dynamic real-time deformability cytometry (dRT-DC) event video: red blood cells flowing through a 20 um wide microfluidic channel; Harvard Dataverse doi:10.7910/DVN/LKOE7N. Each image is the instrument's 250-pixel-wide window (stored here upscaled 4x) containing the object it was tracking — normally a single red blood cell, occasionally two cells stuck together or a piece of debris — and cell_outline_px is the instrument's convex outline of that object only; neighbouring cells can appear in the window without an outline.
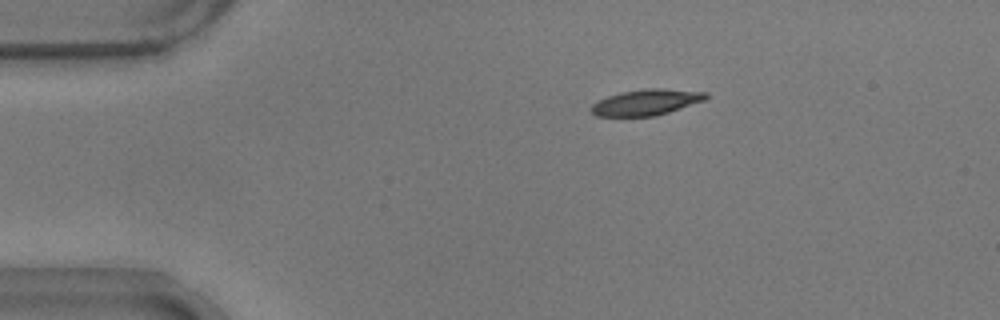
{"species": "common noctule bat (a hibernating species)", "species_latin": "Nyctalus noctula", "temperature_condition": "warm", "stored_images_in_passage": 45, "camera_frame_rate_fps": 3000, "um_per_image_px": 0.085, "animal": {"sex": "male", "body_mass_g": 17.9}, "frame": {"image": 1, "passage_image": 1, "time_ms": 0.0, "image_size_px": [1000, 320], "cell_outline_px": [[708, 96], [704, 100], [656, 116], [596, 116], [588, 108], [596, 100], [620, 92], [644, 88], [660, 88], [708, 92]], "centroid_in_image_um": [54.88, 8.68], "position_along_channel_um": 30.1, "area_um2": 17.4}}
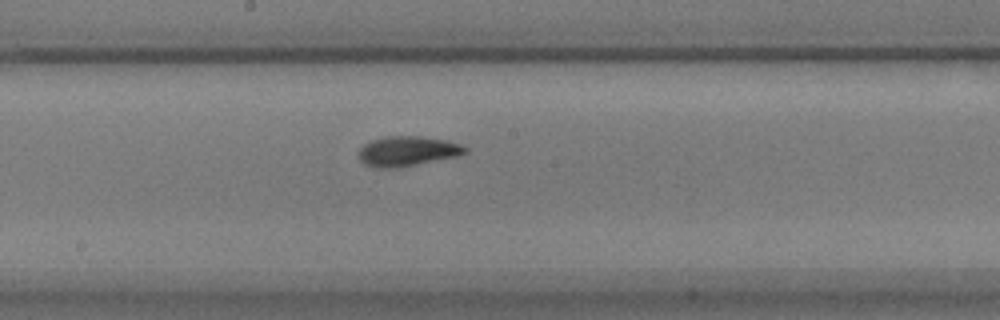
{"frame": {"image": 2, "passage_image": 20, "time_ms": 6.333, "image_size_px": [1000, 320], "cell_outline_px": [[468, 152], [456, 156], [396, 168], [376, 168], [364, 164], [356, 156], [360, 148], [364, 144], [372, 140], [384, 136], [420, 136], [448, 140], [460, 144], [468, 148]], "centroid_in_image_um": [34.59, 12.84], "position_along_channel_um": 213.6, "area_um2": 18.67}}
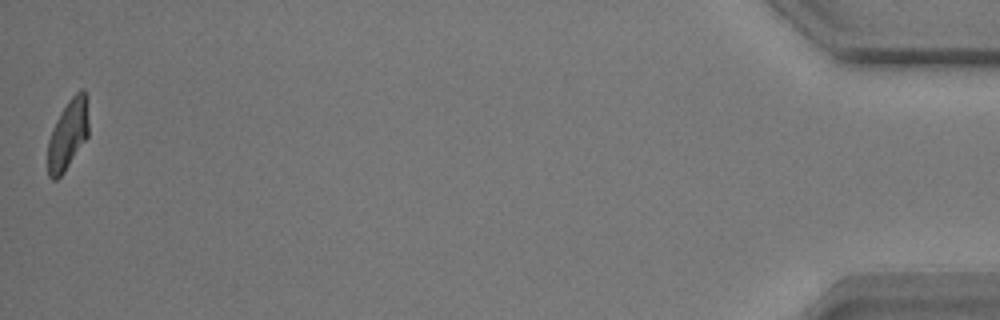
{"frame": {"image": 3, "passage_image": 45, "time_ms": 14.667, "image_size_px": [1000, 320], "cell_outline_px": [[88, 136], [64, 172], [56, 180], [52, 180], [48, 176], [48, 140], [52, 128], [60, 112], [68, 100], [80, 88], [84, 88], [88, 96]], "centroid_in_image_um": [5.79, 11.38], "position_along_channel_um": 429.4, "area_um2": 16.94}, "authors_computed_cell_mechanics": {"area_um2": 17.6868, "velocity_mm_per_s": 3.7123, "shape_relaxation_time_tau1_ms": 3.5033, "shape_relaxation_time_tau2_ms": 3.5336, "deformation_change_tau1": 0.1563, "deformation_change_tau2": 0.0938}}